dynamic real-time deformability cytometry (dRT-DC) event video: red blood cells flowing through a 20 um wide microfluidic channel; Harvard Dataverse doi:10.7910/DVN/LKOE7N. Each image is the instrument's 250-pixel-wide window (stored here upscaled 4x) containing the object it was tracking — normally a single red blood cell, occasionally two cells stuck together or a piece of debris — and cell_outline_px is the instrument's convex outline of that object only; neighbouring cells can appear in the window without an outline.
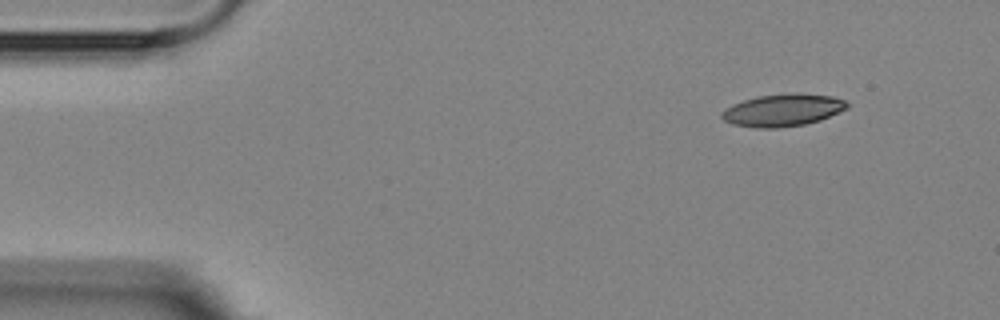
{"species": "Egyptian fruit bat (a non-hibernating species)", "species_latin": "Rousettus aegyptiacus", "temperature_condition": "room temperature", "stored_images_in_passage": 4, "camera_frame_rate_fps": 3000, "um_per_image_px": 0.085, "animal": {"sex": "female"}, "frame": {"image": 1, "passage_image": 1, "time_ms": 0.0, "image_size_px": [1000, 320], "cell_outline_px": [[848, 108], [820, 120], [804, 124], [780, 128], [756, 128], [732, 124], [724, 120], [720, 116], [720, 112], [732, 104], [756, 96], [796, 92], [832, 96], [844, 100], [848, 104]], "centroid_in_image_um": [66.51, 9.36], "position_along_channel_um": 18.5, "area_um2": 23.76}}
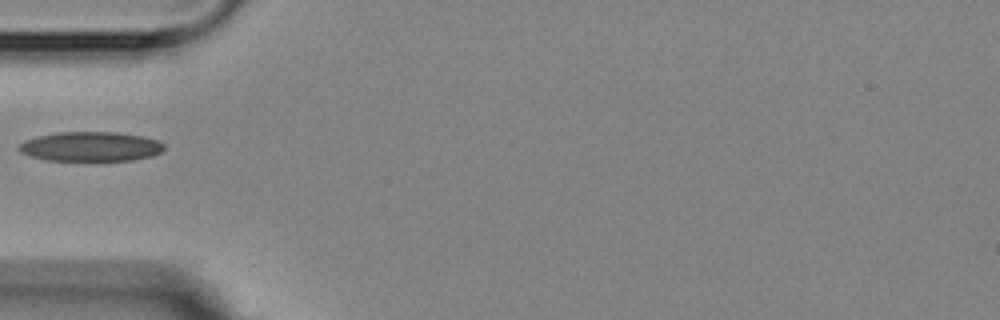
{"frame": {"image": 2, "passage_image": 4, "time_ms": 4.0, "image_size_px": [1000, 320], "cell_outline_px": [[164, 148], [160, 152], [152, 156], [132, 160], [48, 160], [28, 156], [20, 152], [16, 148], [24, 140], [36, 136], [56, 132], [116, 132], [144, 136], [160, 140], [164, 144]], "centroid_in_image_um": [7.69, 12.44], "position_along_channel_um": 77.3, "area_um2": 25.2}}